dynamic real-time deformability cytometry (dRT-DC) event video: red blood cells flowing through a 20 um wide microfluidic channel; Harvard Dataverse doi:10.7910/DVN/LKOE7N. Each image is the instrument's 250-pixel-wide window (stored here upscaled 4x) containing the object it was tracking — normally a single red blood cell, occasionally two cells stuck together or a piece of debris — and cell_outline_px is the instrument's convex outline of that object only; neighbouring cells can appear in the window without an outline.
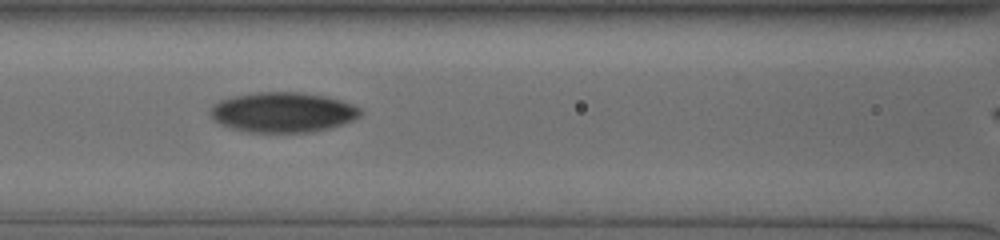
{"species": "human", "species_latin": "Homo sapiens", "temperature_condition": "cold", "stored_images_in_passage": 53, "camera_frame_rate_fps": 3000, "um_per_image_px": 0.085, "donor": {"sex": "male"}, "frame": {"image": 1, "passage_image": 26, "time_ms": 6.667, "image_size_px": [1000, 240], "cell_outline_px": [[360, 116], [352, 120], [328, 128], [308, 132], [248, 132], [232, 128], [220, 124], [208, 112], [212, 104], [220, 100], [236, 96], [256, 92], [300, 92], [324, 96], [340, 100], [360, 108]], "centroid_in_image_um": [24.0, 9.54], "position_along_channel_um": 142.6, "area_um2": 34.68}}
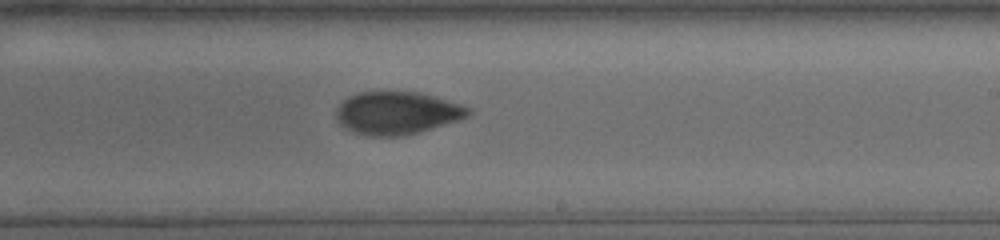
{"frame": {"image": 2, "passage_image": 36, "time_ms": 9.667, "image_size_px": [1000, 240], "cell_outline_px": [[472, 112], [468, 116], [456, 120], [416, 132], [400, 136], [368, 136], [356, 132], [348, 128], [336, 116], [336, 108], [348, 96], [356, 92], [420, 92], [460, 104], [472, 108]], "centroid_in_image_um": [33.75, 9.58], "position_along_channel_um": 255.3, "area_um2": 32.25}}
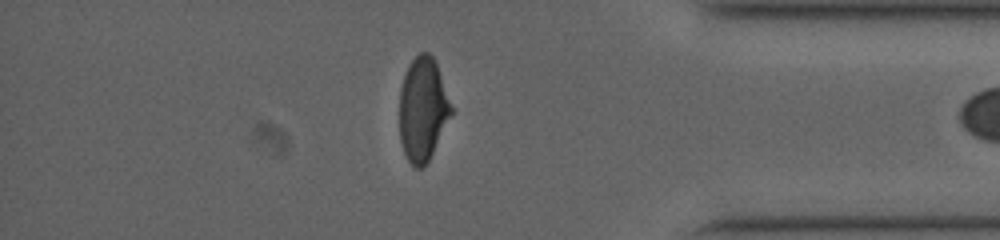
{"frame": {"image": 3, "passage_image": 52, "time_ms": 14.0, "image_size_px": [1000, 240], "cell_outline_px": [[452, 112], [428, 160], [420, 168], [416, 168], [408, 160], [404, 152], [400, 140], [400, 88], [408, 64], [420, 52], [428, 52], [432, 56], [436, 64], [452, 108]], "centroid_in_image_um": [35.91, 9.26], "position_along_channel_um": 399.3, "area_um2": 30.46}}